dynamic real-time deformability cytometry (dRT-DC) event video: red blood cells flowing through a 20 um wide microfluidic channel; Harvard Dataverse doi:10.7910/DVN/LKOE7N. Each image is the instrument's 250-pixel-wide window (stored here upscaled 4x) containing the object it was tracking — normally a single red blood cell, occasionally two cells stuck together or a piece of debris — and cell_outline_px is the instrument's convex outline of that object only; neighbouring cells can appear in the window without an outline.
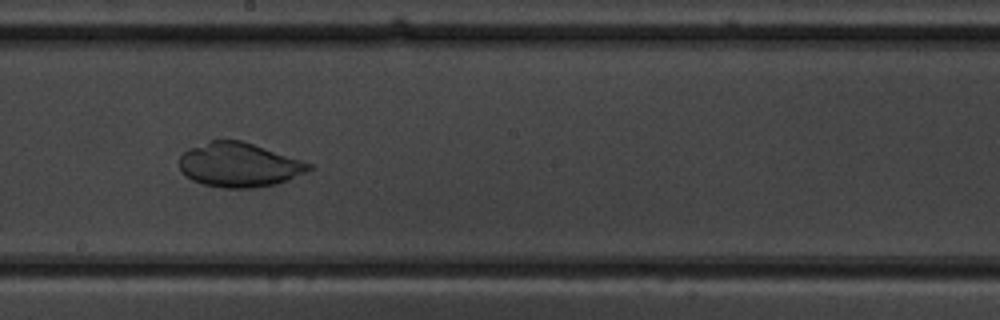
{"species": "common noctule bat (a hibernating species)", "species_latin": "Nyctalus noctula", "temperature_condition": "warm", "stored_images_in_passage": 51, "camera_frame_rate_fps": 3000, "um_per_image_px": 0.085, "animal": {"sex": "male", "body_mass_g": 19.5, "forearm_length_mm": 54.6}, "frame": {"image": 1, "passage_image": 29, "time_ms": 9.333, "image_size_px": [1000, 320], "cell_outline_px": [[312, 168], [304, 172], [276, 184], [256, 188], [224, 188], [204, 184], [192, 180], [184, 176], [180, 172], [180, 156], [188, 148], [208, 140], [240, 140], [312, 164]], "centroid_in_image_um": [20.24, 14.02], "position_along_channel_um": 228.0, "area_um2": 33.12}}
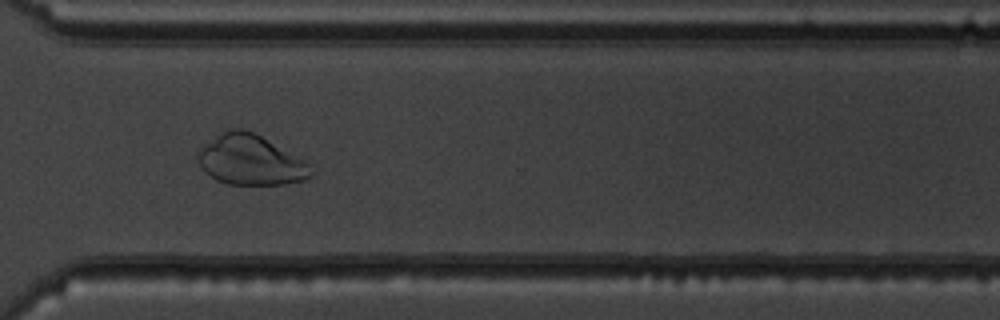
{"frame": {"image": 2, "passage_image": 38, "time_ms": 12.333, "image_size_px": [1000, 320], "cell_outline_px": [[312, 176], [308, 180], [284, 184], [228, 184], [216, 180], [204, 172], [200, 168], [200, 148], [220, 132], [232, 128], [244, 128], [260, 136], [304, 160], [308, 164], [312, 172]], "centroid_in_image_um": [21.29, 13.62], "position_along_channel_um": 349.3, "area_um2": 32.66}}